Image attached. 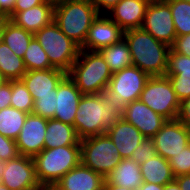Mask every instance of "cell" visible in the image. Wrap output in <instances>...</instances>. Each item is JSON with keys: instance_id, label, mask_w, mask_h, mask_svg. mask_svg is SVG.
Masks as SVG:
<instances>
[{"instance_id": "16", "label": "cell", "mask_w": 190, "mask_h": 190, "mask_svg": "<svg viewBox=\"0 0 190 190\" xmlns=\"http://www.w3.org/2000/svg\"><path fill=\"white\" fill-rule=\"evenodd\" d=\"M54 119L74 126V119L82 93L67 75L56 89Z\"/></svg>"}, {"instance_id": "20", "label": "cell", "mask_w": 190, "mask_h": 190, "mask_svg": "<svg viewBox=\"0 0 190 190\" xmlns=\"http://www.w3.org/2000/svg\"><path fill=\"white\" fill-rule=\"evenodd\" d=\"M105 177L81 162L55 184L60 190H104Z\"/></svg>"}, {"instance_id": "45", "label": "cell", "mask_w": 190, "mask_h": 190, "mask_svg": "<svg viewBox=\"0 0 190 190\" xmlns=\"http://www.w3.org/2000/svg\"><path fill=\"white\" fill-rule=\"evenodd\" d=\"M164 190H181V188H180L179 184L177 183V181L173 180L172 182L167 183L164 186Z\"/></svg>"}, {"instance_id": "26", "label": "cell", "mask_w": 190, "mask_h": 190, "mask_svg": "<svg viewBox=\"0 0 190 190\" xmlns=\"http://www.w3.org/2000/svg\"><path fill=\"white\" fill-rule=\"evenodd\" d=\"M98 52L102 55L112 73L133 66L131 53L124 38L120 42L102 48Z\"/></svg>"}, {"instance_id": "36", "label": "cell", "mask_w": 190, "mask_h": 190, "mask_svg": "<svg viewBox=\"0 0 190 190\" xmlns=\"http://www.w3.org/2000/svg\"><path fill=\"white\" fill-rule=\"evenodd\" d=\"M16 141L0 134V161L6 162L19 156Z\"/></svg>"}, {"instance_id": "13", "label": "cell", "mask_w": 190, "mask_h": 190, "mask_svg": "<svg viewBox=\"0 0 190 190\" xmlns=\"http://www.w3.org/2000/svg\"><path fill=\"white\" fill-rule=\"evenodd\" d=\"M120 116L134 125L144 137L153 138L167 121L162 115L154 112L140 99L124 105Z\"/></svg>"}, {"instance_id": "19", "label": "cell", "mask_w": 190, "mask_h": 190, "mask_svg": "<svg viewBox=\"0 0 190 190\" xmlns=\"http://www.w3.org/2000/svg\"><path fill=\"white\" fill-rule=\"evenodd\" d=\"M165 76L171 81L180 102L190 97V57L170 48Z\"/></svg>"}, {"instance_id": "46", "label": "cell", "mask_w": 190, "mask_h": 190, "mask_svg": "<svg viewBox=\"0 0 190 190\" xmlns=\"http://www.w3.org/2000/svg\"><path fill=\"white\" fill-rule=\"evenodd\" d=\"M104 190H135V189L124 188L116 185H104Z\"/></svg>"}, {"instance_id": "10", "label": "cell", "mask_w": 190, "mask_h": 190, "mask_svg": "<svg viewBox=\"0 0 190 190\" xmlns=\"http://www.w3.org/2000/svg\"><path fill=\"white\" fill-rule=\"evenodd\" d=\"M0 183L10 190H30L39 187L33 157L19 155L1 163Z\"/></svg>"}, {"instance_id": "32", "label": "cell", "mask_w": 190, "mask_h": 190, "mask_svg": "<svg viewBox=\"0 0 190 190\" xmlns=\"http://www.w3.org/2000/svg\"><path fill=\"white\" fill-rule=\"evenodd\" d=\"M10 106L25 113H32L33 99L22 80L11 81Z\"/></svg>"}, {"instance_id": "23", "label": "cell", "mask_w": 190, "mask_h": 190, "mask_svg": "<svg viewBox=\"0 0 190 190\" xmlns=\"http://www.w3.org/2000/svg\"><path fill=\"white\" fill-rule=\"evenodd\" d=\"M143 183L140 165L129 158L123 159L113 171L105 177L104 185H116L138 190Z\"/></svg>"}, {"instance_id": "37", "label": "cell", "mask_w": 190, "mask_h": 190, "mask_svg": "<svg viewBox=\"0 0 190 190\" xmlns=\"http://www.w3.org/2000/svg\"><path fill=\"white\" fill-rule=\"evenodd\" d=\"M171 48L179 54L190 57V34L176 36Z\"/></svg>"}, {"instance_id": "21", "label": "cell", "mask_w": 190, "mask_h": 190, "mask_svg": "<svg viewBox=\"0 0 190 190\" xmlns=\"http://www.w3.org/2000/svg\"><path fill=\"white\" fill-rule=\"evenodd\" d=\"M54 6L55 0H47L25 11L13 12L8 19L16 26L34 34L53 21Z\"/></svg>"}, {"instance_id": "39", "label": "cell", "mask_w": 190, "mask_h": 190, "mask_svg": "<svg viewBox=\"0 0 190 190\" xmlns=\"http://www.w3.org/2000/svg\"><path fill=\"white\" fill-rule=\"evenodd\" d=\"M11 95V81H7L0 87V110L10 107Z\"/></svg>"}, {"instance_id": "17", "label": "cell", "mask_w": 190, "mask_h": 190, "mask_svg": "<svg viewBox=\"0 0 190 190\" xmlns=\"http://www.w3.org/2000/svg\"><path fill=\"white\" fill-rule=\"evenodd\" d=\"M67 76V73L56 68L46 70H29L21 78L30 92L33 101L38 96L54 95L60 82Z\"/></svg>"}, {"instance_id": "38", "label": "cell", "mask_w": 190, "mask_h": 190, "mask_svg": "<svg viewBox=\"0 0 190 190\" xmlns=\"http://www.w3.org/2000/svg\"><path fill=\"white\" fill-rule=\"evenodd\" d=\"M177 119L190 130V97L180 103Z\"/></svg>"}, {"instance_id": "5", "label": "cell", "mask_w": 190, "mask_h": 190, "mask_svg": "<svg viewBox=\"0 0 190 190\" xmlns=\"http://www.w3.org/2000/svg\"><path fill=\"white\" fill-rule=\"evenodd\" d=\"M81 145L43 149L33 157L40 185H55L81 162Z\"/></svg>"}, {"instance_id": "9", "label": "cell", "mask_w": 190, "mask_h": 190, "mask_svg": "<svg viewBox=\"0 0 190 190\" xmlns=\"http://www.w3.org/2000/svg\"><path fill=\"white\" fill-rule=\"evenodd\" d=\"M150 76L136 66L124 68L112 74L105 94L114 99L122 108L140 99L141 92Z\"/></svg>"}, {"instance_id": "28", "label": "cell", "mask_w": 190, "mask_h": 190, "mask_svg": "<svg viewBox=\"0 0 190 190\" xmlns=\"http://www.w3.org/2000/svg\"><path fill=\"white\" fill-rule=\"evenodd\" d=\"M0 71L7 81L21 80L27 72L23 58L18 57L3 41L0 43Z\"/></svg>"}, {"instance_id": "31", "label": "cell", "mask_w": 190, "mask_h": 190, "mask_svg": "<svg viewBox=\"0 0 190 190\" xmlns=\"http://www.w3.org/2000/svg\"><path fill=\"white\" fill-rule=\"evenodd\" d=\"M23 60L27 71L53 68L46 52L35 37L31 39L23 56Z\"/></svg>"}, {"instance_id": "43", "label": "cell", "mask_w": 190, "mask_h": 190, "mask_svg": "<svg viewBox=\"0 0 190 190\" xmlns=\"http://www.w3.org/2000/svg\"><path fill=\"white\" fill-rule=\"evenodd\" d=\"M181 190H190V174L181 175L175 178Z\"/></svg>"}, {"instance_id": "15", "label": "cell", "mask_w": 190, "mask_h": 190, "mask_svg": "<svg viewBox=\"0 0 190 190\" xmlns=\"http://www.w3.org/2000/svg\"><path fill=\"white\" fill-rule=\"evenodd\" d=\"M124 31L106 14H99L89 28L84 45L80 49L99 51L120 42Z\"/></svg>"}, {"instance_id": "41", "label": "cell", "mask_w": 190, "mask_h": 190, "mask_svg": "<svg viewBox=\"0 0 190 190\" xmlns=\"http://www.w3.org/2000/svg\"><path fill=\"white\" fill-rule=\"evenodd\" d=\"M47 0H16L13 12L25 11L29 8L43 4Z\"/></svg>"}, {"instance_id": "42", "label": "cell", "mask_w": 190, "mask_h": 190, "mask_svg": "<svg viewBox=\"0 0 190 190\" xmlns=\"http://www.w3.org/2000/svg\"><path fill=\"white\" fill-rule=\"evenodd\" d=\"M16 0H0V18L8 19L13 14Z\"/></svg>"}, {"instance_id": "49", "label": "cell", "mask_w": 190, "mask_h": 190, "mask_svg": "<svg viewBox=\"0 0 190 190\" xmlns=\"http://www.w3.org/2000/svg\"><path fill=\"white\" fill-rule=\"evenodd\" d=\"M7 82V80L4 78L3 74L0 71V87Z\"/></svg>"}, {"instance_id": "24", "label": "cell", "mask_w": 190, "mask_h": 190, "mask_svg": "<svg viewBox=\"0 0 190 190\" xmlns=\"http://www.w3.org/2000/svg\"><path fill=\"white\" fill-rule=\"evenodd\" d=\"M74 126L56 119H47L44 149L81 145Z\"/></svg>"}, {"instance_id": "40", "label": "cell", "mask_w": 190, "mask_h": 190, "mask_svg": "<svg viewBox=\"0 0 190 190\" xmlns=\"http://www.w3.org/2000/svg\"><path fill=\"white\" fill-rule=\"evenodd\" d=\"M120 1L121 0H90L100 14H102L103 11V14H106V12L108 13V11Z\"/></svg>"}, {"instance_id": "14", "label": "cell", "mask_w": 190, "mask_h": 190, "mask_svg": "<svg viewBox=\"0 0 190 190\" xmlns=\"http://www.w3.org/2000/svg\"><path fill=\"white\" fill-rule=\"evenodd\" d=\"M47 119L29 113L17 137L16 145L20 155L34 157L44 149Z\"/></svg>"}, {"instance_id": "44", "label": "cell", "mask_w": 190, "mask_h": 190, "mask_svg": "<svg viewBox=\"0 0 190 190\" xmlns=\"http://www.w3.org/2000/svg\"><path fill=\"white\" fill-rule=\"evenodd\" d=\"M138 190H164V186L155 183L143 182Z\"/></svg>"}, {"instance_id": "22", "label": "cell", "mask_w": 190, "mask_h": 190, "mask_svg": "<svg viewBox=\"0 0 190 190\" xmlns=\"http://www.w3.org/2000/svg\"><path fill=\"white\" fill-rule=\"evenodd\" d=\"M106 134L114 142L123 159H130L133 150L138 147L144 138L134 125L128 123L121 116L112 127L107 129Z\"/></svg>"}, {"instance_id": "50", "label": "cell", "mask_w": 190, "mask_h": 190, "mask_svg": "<svg viewBox=\"0 0 190 190\" xmlns=\"http://www.w3.org/2000/svg\"><path fill=\"white\" fill-rule=\"evenodd\" d=\"M0 190H10L8 187L0 183Z\"/></svg>"}, {"instance_id": "18", "label": "cell", "mask_w": 190, "mask_h": 190, "mask_svg": "<svg viewBox=\"0 0 190 190\" xmlns=\"http://www.w3.org/2000/svg\"><path fill=\"white\" fill-rule=\"evenodd\" d=\"M150 1L151 0H121L108 11L107 15L123 31L142 28L145 12Z\"/></svg>"}, {"instance_id": "1", "label": "cell", "mask_w": 190, "mask_h": 190, "mask_svg": "<svg viewBox=\"0 0 190 190\" xmlns=\"http://www.w3.org/2000/svg\"><path fill=\"white\" fill-rule=\"evenodd\" d=\"M121 108L105 93L82 95L74 119L80 139L106 134L120 117Z\"/></svg>"}, {"instance_id": "47", "label": "cell", "mask_w": 190, "mask_h": 190, "mask_svg": "<svg viewBox=\"0 0 190 190\" xmlns=\"http://www.w3.org/2000/svg\"><path fill=\"white\" fill-rule=\"evenodd\" d=\"M4 36V18H0V43L3 41Z\"/></svg>"}, {"instance_id": "4", "label": "cell", "mask_w": 190, "mask_h": 190, "mask_svg": "<svg viewBox=\"0 0 190 190\" xmlns=\"http://www.w3.org/2000/svg\"><path fill=\"white\" fill-rule=\"evenodd\" d=\"M112 74L98 51L84 49L67 73L83 95L105 93Z\"/></svg>"}, {"instance_id": "12", "label": "cell", "mask_w": 190, "mask_h": 190, "mask_svg": "<svg viewBox=\"0 0 190 190\" xmlns=\"http://www.w3.org/2000/svg\"><path fill=\"white\" fill-rule=\"evenodd\" d=\"M153 141L157 154L169 160L190 143V130L178 119L167 120Z\"/></svg>"}, {"instance_id": "27", "label": "cell", "mask_w": 190, "mask_h": 190, "mask_svg": "<svg viewBox=\"0 0 190 190\" xmlns=\"http://www.w3.org/2000/svg\"><path fill=\"white\" fill-rule=\"evenodd\" d=\"M34 37L32 32L16 26L9 19L4 18L3 42L20 58H23L25 51Z\"/></svg>"}, {"instance_id": "30", "label": "cell", "mask_w": 190, "mask_h": 190, "mask_svg": "<svg viewBox=\"0 0 190 190\" xmlns=\"http://www.w3.org/2000/svg\"><path fill=\"white\" fill-rule=\"evenodd\" d=\"M172 12L176 36L190 34V2L183 0H165Z\"/></svg>"}, {"instance_id": "35", "label": "cell", "mask_w": 190, "mask_h": 190, "mask_svg": "<svg viewBox=\"0 0 190 190\" xmlns=\"http://www.w3.org/2000/svg\"><path fill=\"white\" fill-rule=\"evenodd\" d=\"M157 155L153 138L144 137L137 148L133 150L131 160L136 161L139 165Z\"/></svg>"}, {"instance_id": "6", "label": "cell", "mask_w": 190, "mask_h": 190, "mask_svg": "<svg viewBox=\"0 0 190 190\" xmlns=\"http://www.w3.org/2000/svg\"><path fill=\"white\" fill-rule=\"evenodd\" d=\"M34 37L46 52L51 66L68 73L78 58L80 47L54 21L35 32Z\"/></svg>"}, {"instance_id": "34", "label": "cell", "mask_w": 190, "mask_h": 190, "mask_svg": "<svg viewBox=\"0 0 190 190\" xmlns=\"http://www.w3.org/2000/svg\"><path fill=\"white\" fill-rule=\"evenodd\" d=\"M56 97L57 94L38 96V99L33 103L32 113L46 119H54Z\"/></svg>"}, {"instance_id": "33", "label": "cell", "mask_w": 190, "mask_h": 190, "mask_svg": "<svg viewBox=\"0 0 190 190\" xmlns=\"http://www.w3.org/2000/svg\"><path fill=\"white\" fill-rule=\"evenodd\" d=\"M174 177L190 174V143L177 155L169 159Z\"/></svg>"}, {"instance_id": "48", "label": "cell", "mask_w": 190, "mask_h": 190, "mask_svg": "<svg viewBox=\"0 0 190 190\" xmlns=\"http://www.w3.org/2000/svg\"><path fill=\"white\" fill-rule=\"evenodd\" d=\"M41 190H60L56 185H41Z\"/></svg>"}, {"instance_id": "2", "label": "cell", "mask_w": 190, "mask_h": 190, "mask_svg": "<svg viewBox=\"0 0 190 190\" xmlns=\"http://www.w3.org/2000/svg\"><path fill=\"white\" fill-rule=\"evenodd\" d=\"M124 39L128 44L133 66L150 77L166 75L170 46L156 40L143 28L124 31Z\"/></svg>"}, {"instance_id": "3", "label": "cell", "mask_w": 190, "mask_h": 190, "mask_svg": "<svg viewBox=\"0 0 190 190\" xmlns=\"http://www.w3.org/2000/svg\"><path fill=\"white\" fill-rule=\"evenodd\" d=\"M99 14L90 0H55L53 21L81 48Z\"/></svg>"}, {"instance_id": "7", "label": "cell", "mask_w": 190, "mask_h": 190, "mask_svg": "<svg viewBox=\"0 0 190 190\" xmlns=\"http://www.w3.org/2000/svg\"><path fill=\"white\" fill-rule=\"evenodd\" d=\"M81 163L107 177L123 160L119 150L107 134L81 139Z\"/></svg>"}, {"instance_id": "11", "label": "cell", "mask_w": 190, "mask_h": 190, "mask_svg": "<svg viewBox=\"0 0 190 190\" xmlns=\"http://www.w3.org/2000/svg\"><path fill=\"white\" fill-rule=\"evenodd\" d=\"M142 28L156 40L171 47L176 32L170 5L165 0H151L145 12Z\"/></svg>"}, {"instance_id": "8", "label": "cell", "mask_w": 190, "mask_h": 190, "mask_svg": "<svg viewBox=\"0 0 190 190\" xmlns=\"http://www.w3.org/2000/svg\"><path fill=\"white\" fill-rule=\"evenodd\" d=\"M140 100L167 120L178 118L181 102L166 76L150 77L141 92Z\"/></svg>"}, {"instance_id": "29", "label": "cell", "mask_w": 190, "mask_h": 190, "mask_svg": "<svg viewBox=\"0 0 190 190\" xmlns=\"http://www.w3.org/2000/svg\"><path fill=\"white\" fill-rule=\"evenodd\" d=\"M28 113L14 107L0 110V134L16 140L26 120Z\"/></svg>"}, {"instance_id": "51", "label": "cell", "mask_w": 190, "mask_h": 190, "mask_svg": "<svg viewBox=\"0 0 190 190\" xmlns=\"http://www.w3.org/2000/svg\"><path fill=\"white\" fill-rule=\"evenodd\" d=\"M30 190H41V185L39 187H35L33 189H30Z\"/></svg>"}, {"instance_id": "25", "label": "cell", "mask_w": 190, "mask_h": 190, "mask_svg": "<svg viewBox=\"0 0 190 190\" xmlns=\"http://www.w3.org/2000/svg\"><path fill=\"white\" fill-rule=\"evenodd\" d=\"M140 170L143 182L165 186L175 180L169 160L159 154L140 164Z\"/></svg>"}]
</instances>
